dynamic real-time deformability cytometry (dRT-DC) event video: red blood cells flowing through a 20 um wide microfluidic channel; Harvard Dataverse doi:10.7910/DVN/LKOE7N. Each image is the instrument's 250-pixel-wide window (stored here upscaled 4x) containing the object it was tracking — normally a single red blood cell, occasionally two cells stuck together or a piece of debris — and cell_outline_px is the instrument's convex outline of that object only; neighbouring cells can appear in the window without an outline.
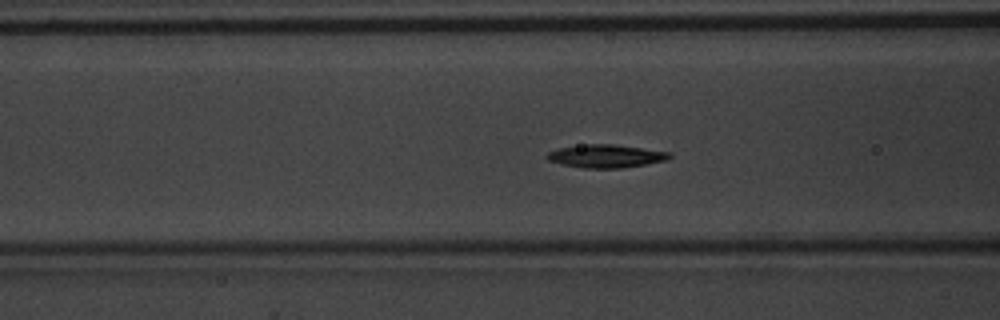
{"species": "common noctule bat (a hibernating species)", "species_latin": "Nyctalus noctula", "temperature_condition": "warm", "stored_images_in_passage": 54, "camera_frame_rate_fps": 3000, "um_per_image_px": 0.085, "animal": {"sex": "male", "body_mass_g": 20.1, "forearm_length_mm": 53.5}, "frame": {"image": 1, "passage_image": 21, "time_ms": 6.667, "image_size_px": [1000, 320], "cell_outline_px": [[672, 156], [668, 160], [620, 168], [584, 168], [560, 164], [548, 160], [544, 156], [548, 152], [560, 148], [588, 144], [612, 144], [672, 152]], "centroid_in_image_um": [51.51, 13.27], "position_along_channel_um": 115.1, "area_um2": 16.42}}
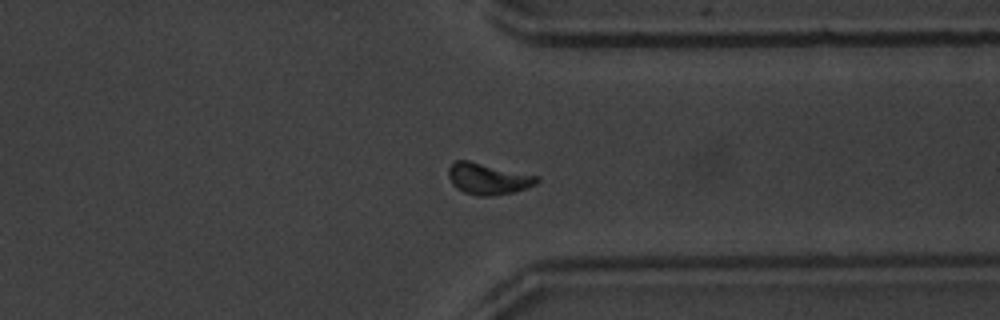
{"frame": {"image": 2, "passage_image": 41, "time_ms": 13.333, "image_size_px": [1000, 320], "cell_outline_px": [[540, 180], [536, 184], [512, 192], [492, 196], [480, 196], [464, 192], [456, 188], [452, 184], [448, 176], [448, 168], [456, 160], [468, 160], [540, 176]], "centroid_in_image_um": [41.48, 15.19], "position_along_channel_um": 369.9, "area_um2": 16.13}}
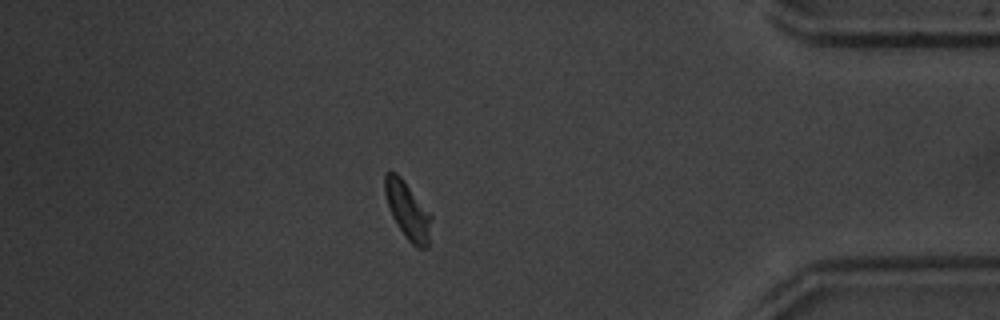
{"frame": {"image": 3, "passage_image": 46, "time_ms": 15.0, "image_size_px": [1000, 320], "cell_outline_px": [[432, 216], [428, 248], [416, 248], [404, 236], [392, 216], [384, 192], [384, 172], [396, 172], [404, 180]], "centroid_in_image_um": [34.65, 17.9], "position_along_channel_um": 400.6, "area_um2": 15.43}, "authors_computed_cell_mechanics": {"area_um2": 15.5482, "velocity_mm_per_s": 3.8294, "shape_relaxation_time_tau1_ms": 2.5432, "shape_relaxation_time_tau2_ms": null, "deformation_change_tau1": 0.1418, "deformation_change_tau2": null}}